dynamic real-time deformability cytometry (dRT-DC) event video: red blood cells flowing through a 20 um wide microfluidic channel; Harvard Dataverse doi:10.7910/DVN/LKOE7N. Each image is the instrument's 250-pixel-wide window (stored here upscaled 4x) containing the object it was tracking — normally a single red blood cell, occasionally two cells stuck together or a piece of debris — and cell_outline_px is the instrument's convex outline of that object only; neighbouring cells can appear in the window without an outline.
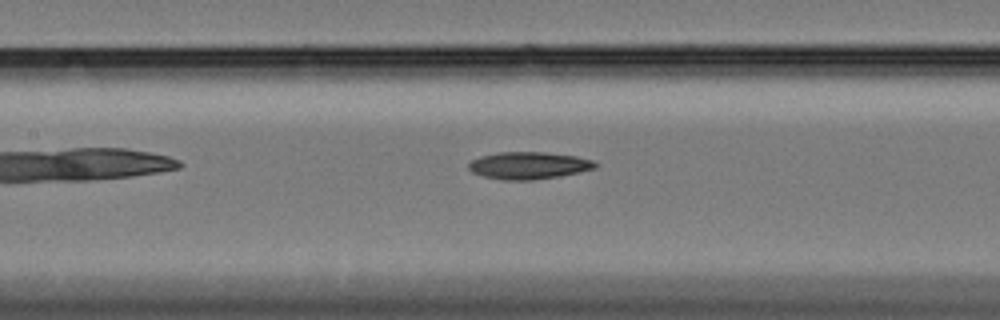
{"species": "Egyptian fruit bat (a non-hibernating species)", "species_latin": "Rousettus aegyptiacus", "temperature_condition": "cold", "stored_images_in_passage": 31, "camera_frame_rate_fps": 3000, "um_per_image_px": 0.085, "animal": {"sex": "female"}, "frame": {"image": 1, "passage_image": 10, "time_ms": 3.0, "image_size_px": [1000, 320], "cell_outline_px": [[596, 168], [580, 172], [560, 176], [532, 180], [500, 180], [484, 176], [472, 172], [468, 168], [468, 164], [472, 160], [480, 156], [500, 152], [544, 152], [576, 156], [592, 160], [596, 164]], "centroid_in_image_um": [44.92, 14.07], "position_along_channel_um": 162.5, "area_um2": 20.06}}
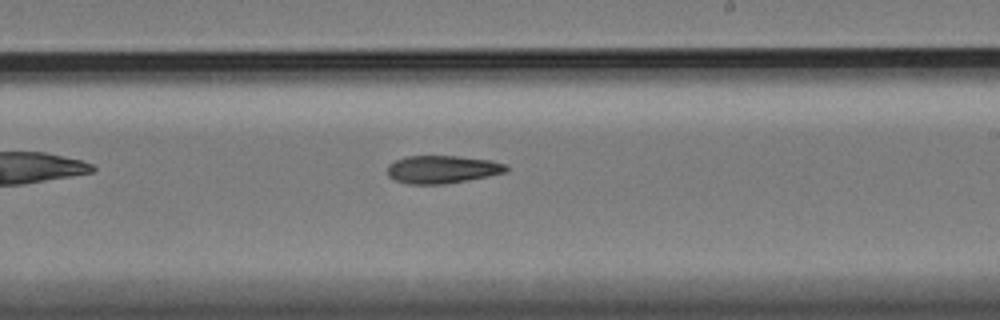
{"frame": {"image": 2, "passage_image": 18, "time_ms": 5.667, "image_size_px": [1000, 320], "cell_outline_px": [[508, 172], [468, 180], [444, 184], [408, 184], [396, 180], [388, 176], [388, 164], [404, 156], [456, 156], [488, 160], [504, 164], [508, 168]], "centroid_in_image_um": [37.57, 14.4], "position_along_channel_um": 251.4, "area_um2": 19.19}}
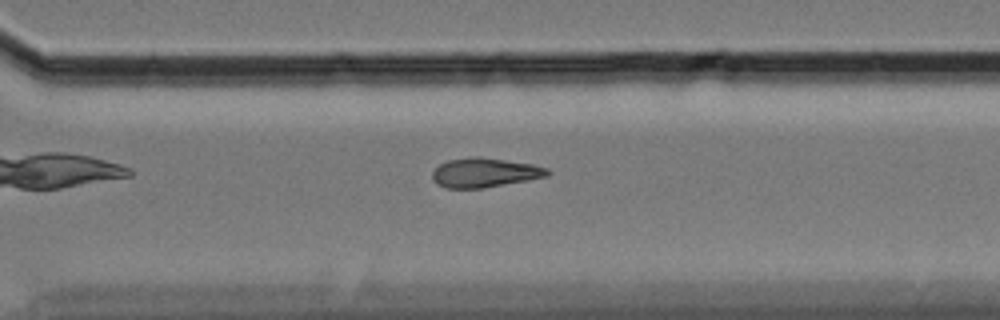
{"frame": {"image": 3, "passage_image": 25, "time_ms": 8.0, "image_size_px": [1000, 320], "cell_outline_px": [[552, 172], [548, 176], [528, 180], [484, 188], [444, 188], [436, 184], [432, 176], [432, 172], [440, 164], [448, 160], [472, 156], [480, 156], [532, 164], [548, 168]], "centroid_in_image_um": [41.2, 14.67], "position_along_channel_um": 329.4, "area_um2": 19.83}}